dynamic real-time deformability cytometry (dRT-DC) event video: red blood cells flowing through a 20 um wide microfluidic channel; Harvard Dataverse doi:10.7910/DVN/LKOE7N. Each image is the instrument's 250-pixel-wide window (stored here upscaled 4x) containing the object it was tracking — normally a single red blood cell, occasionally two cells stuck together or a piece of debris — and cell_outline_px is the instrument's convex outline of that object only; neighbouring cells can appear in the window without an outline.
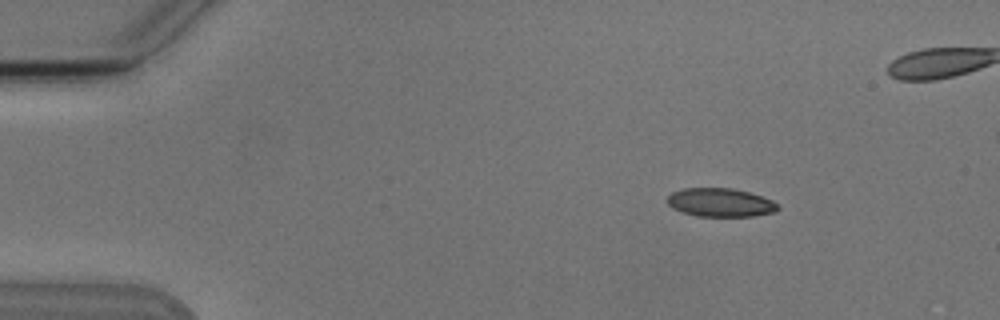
{"species": "Egyptian fruit bat (a non-hibernating species)", "species_latin": "Rousettus aegyptiacus", "temperature_condition": "cold", "stored_images_in_passage": 6, "camera_frame_rate_fps": 3000, "um_per_image_px": 0.085, "animal": {"sex": "male"}, "frame": {"image": 1, "passage_image": 2, "time_ms": 1.333, "image_size_px": [1000, 320], "cell_outline_px": [[780, 208], [776, 212], [752, 216], [696, 216], [680, 212], [672, 208], [668, 204], [668, 196], [672, 192], [684, 188], [732, 188], [748, 192], [772, 200]], "centroid_in_image_um": [61.21, 17.22], "position_along_channel_um": 23.8, "area_um2": 18.38}}
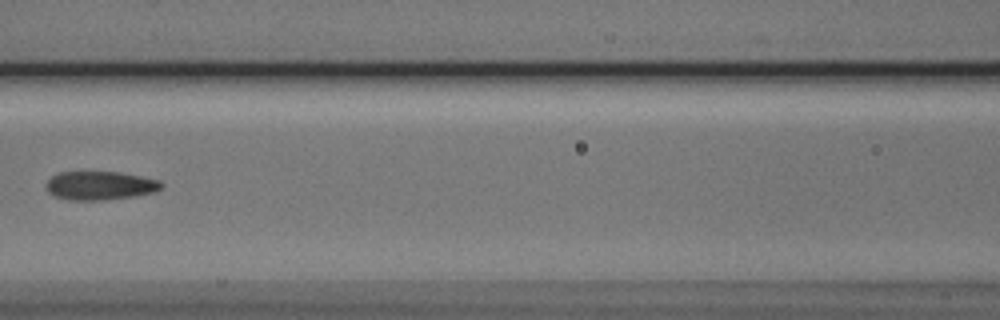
{"frame": {"image": 2, "passage_image": 6, "time_ms": 7.0, "image_size_px": [1000, 320], "cell_outline_px": [[164, 184], [156, 192], [136, 196], [104, 200], [68, 200], [56, 196], [48, 192], [48, 180], [52, 176], [60, 172], [116, 172], [140, 176], [160, 180]], "centroid_in_image_um": [8.55, 15.78], "position_along_channel_um": 158.1, "area_um2": 19.13}}